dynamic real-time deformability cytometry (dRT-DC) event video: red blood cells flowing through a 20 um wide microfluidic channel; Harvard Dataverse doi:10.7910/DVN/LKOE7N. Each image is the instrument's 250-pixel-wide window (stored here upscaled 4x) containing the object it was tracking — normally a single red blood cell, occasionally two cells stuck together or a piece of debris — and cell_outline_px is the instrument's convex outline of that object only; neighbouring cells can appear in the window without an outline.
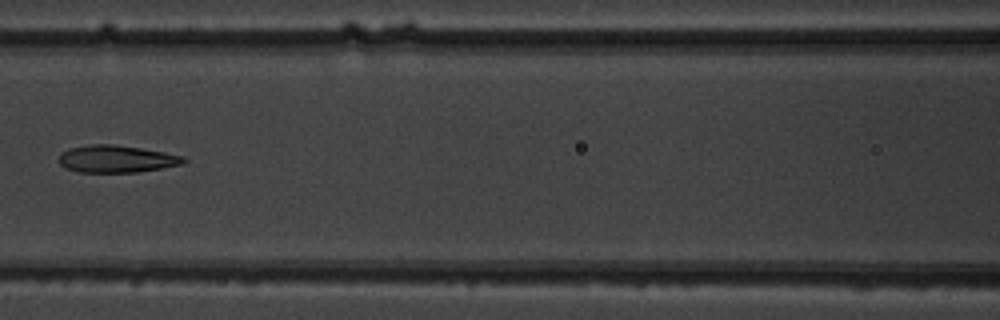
{"species": "common noctule bat (a hibernating species)", "species_latin": "Nyctalus noctula", "temperature_condition": "warm", "stored_images_in_passage": 4, "camera_frame_rate_fps": 3000, "um_per_image_px": 0.085, "animal": {"sex": "male", "body_mass_g": 19.5, "forearm_length_mm": 54.6}, "frame": {"image": 1, "passage_image": 3, "time_ms": 2.333, "image_size_px": [1000, 320], "cell_outline_px": [[188, 160], [184, 164], [136, 172], [80, 172], [64, 168], [56, 160], [60, 152], [68, 148], [88, 144], [112, 144], [140, 148], [164, 152], [184, 156]], "centroid_in_image_um": [9.85, 13.5], "position_along_channel_um": 156.8, "area_um2": 20.06}}
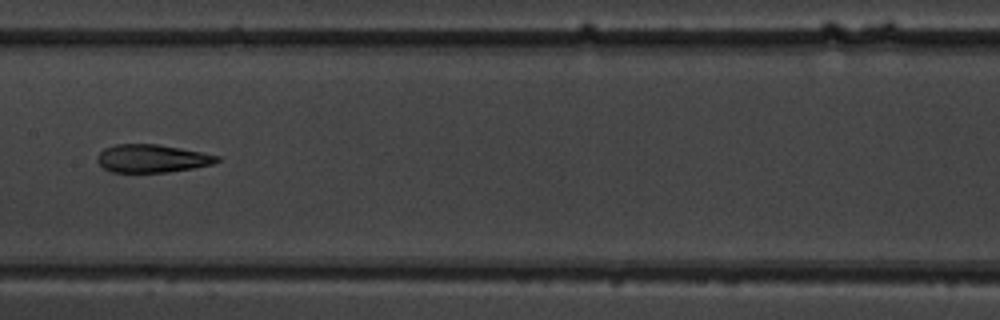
{"frame": {"image": 2, "passage_image": 4, "time_ms": 3.333, "image_size_px": [1000, 320], "cell_outline_px": [[220, 160], [212, 164], [192, 168], [168, 172], [112, 172], [104, 168], [96, 160], [100, 152], [104, 148], [116, 144], [156, 144], [180, 148], [220, 156]], "centroid_in_image_um": [12.91, 13.47], "position_along_channel_um": 194.5, "area_um2": 19.36}}